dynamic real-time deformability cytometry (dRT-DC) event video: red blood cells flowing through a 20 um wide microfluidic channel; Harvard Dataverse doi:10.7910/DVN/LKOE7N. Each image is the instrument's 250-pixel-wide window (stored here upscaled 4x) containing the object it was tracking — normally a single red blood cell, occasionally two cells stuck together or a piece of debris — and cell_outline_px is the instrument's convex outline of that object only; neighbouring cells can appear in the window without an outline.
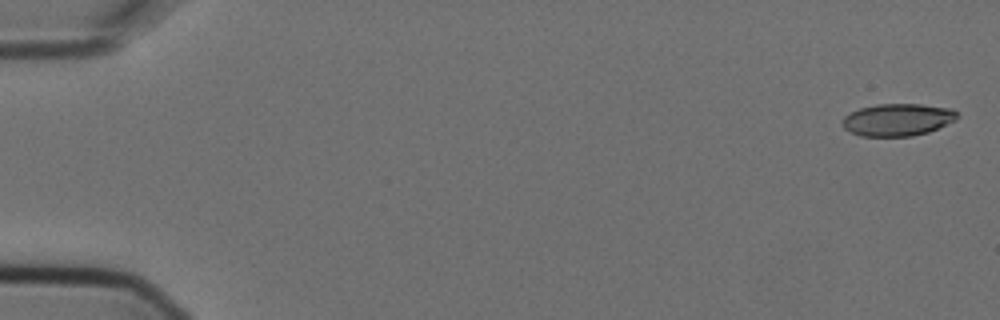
{"species": "Egyptian fruit bat (a non-hibernating species)", "species_latin": "Rousettus aegyptiacus", "temperature_condition": "cold", "stored_images_in_passage": 6, "segment_of_instrument_passage": [1, 2], "camera_frame_rate_fps": 3000, "um_per_image_px": 0.085, "animal": {"sex": "female"}, "frame": {"image": 1, "passage_image": 1, "time_ms": 0.0, "image_size_px": [1000, 320], "cell_outline_px": [[960, 116], [956, 120], [928, 132], [912, 136], [860, 136], [844, 128], [840, 120], [844, 116], [860, 108], [876, 104], [920, 104], [952, 108]], "centroid_in_image_um": [76.3, 10.17], "position_along_channel_um": 8.7, "area_um2": 21.68}}
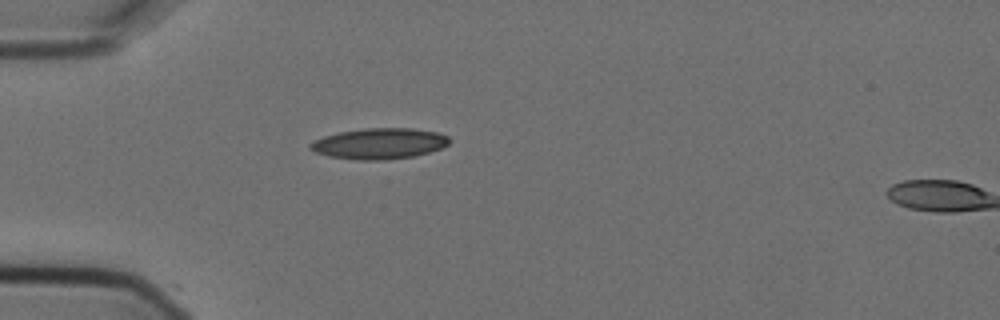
{"frame": {"image": 2, "passage_image": 5, "time_ms": 1.333, "image_size_px": [1000, 320], "cell_outline_px": [[452, 140], [448, 144], [440, 148], [428, 152], [412, 156], [384, 160], [356, 160], [328, 156], [316, 152], [308, 148], [308, 144], [312, 140], [324, 136], [340, 132], [364, 128], [412, 128], [436, 132], [448, 136]], "centroid_in_image_um": [32.21, 12.2], "position_along_channel_um": 52.8, "area_um2": 25.03}}